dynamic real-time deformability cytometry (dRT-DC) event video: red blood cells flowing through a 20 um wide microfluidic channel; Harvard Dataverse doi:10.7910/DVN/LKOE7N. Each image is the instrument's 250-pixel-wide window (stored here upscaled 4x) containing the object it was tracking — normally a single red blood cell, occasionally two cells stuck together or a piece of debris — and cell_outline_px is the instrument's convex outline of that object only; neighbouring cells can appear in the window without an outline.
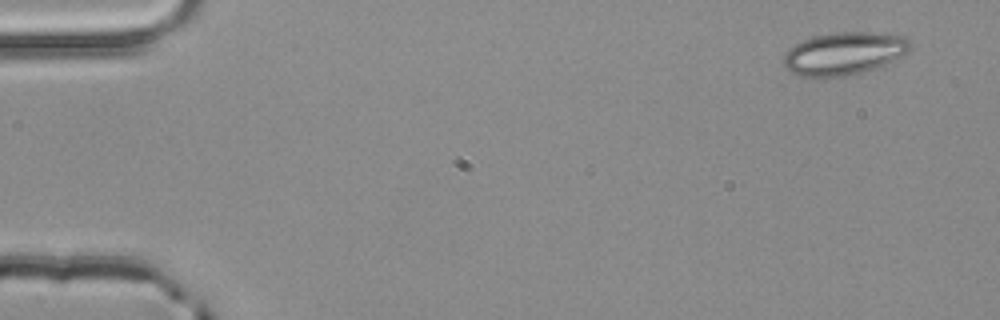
{"species": "common noctule bat (a hibernating species)", "species_latin": "Nyctalus noctula", "temperature_condition": "room temperature", "stored_images_in_passage": 4, "camera_frame_rate_fps": 3000, "um_per_image_px": 0.085, "animal": {"sex": "male", "body_mass_g": 20.4}, "frame": {"image": 1, "passage_image": 1, "time_ms": 0.0, "image_size_px": [1000, 320], "cell_outline_px": [[912, 48], [908, 52], [884, 64], [860, 72], [828, 80], [800, 76], [788, 72], [784, 64], [784, 52], [788, 48], [812, 36], [836, 32], [872, 32], [904, 36], [912, 44]], "centroid_in_image_um": [71.68, 4.57], "position_along_channel_um": 13.3, "area_um2": 31.91}}